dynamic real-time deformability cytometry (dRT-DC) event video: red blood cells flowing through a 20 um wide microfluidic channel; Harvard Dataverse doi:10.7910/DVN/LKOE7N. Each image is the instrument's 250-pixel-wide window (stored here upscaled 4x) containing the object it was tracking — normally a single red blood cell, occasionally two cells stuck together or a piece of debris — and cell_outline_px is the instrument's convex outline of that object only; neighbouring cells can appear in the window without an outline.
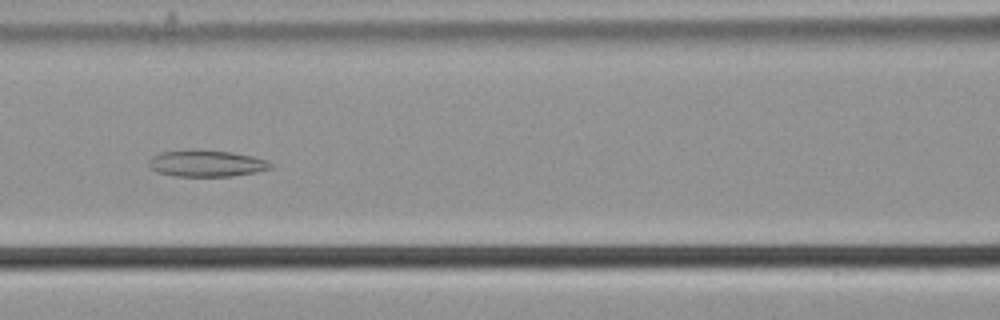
{"species": "common noctule bat (a hibernating species)", "species_latin": "Nyctalus noctula", "temperature_condition": "cold", "stored_images_in_passage": 44, "camera_frame_rate_fps": 3000, "um_per_image_px": 0.085, "animal": {"sex": "male", "body_mass_g": 21.5, "forearm_length_mm": 52.0}, "frame": {"image": 1, "passage_image": 12, "time_ms": 3.667, "image_size_px": [1000, 320], "cell_outline_px": [[276, 164], [272, 168], [256, 172], [232, 176], [172, 176], [156, 172], [148, 168], [148, 160], [152, 156], [160, 152], [192, 148], [232, 152], [252, 156], [268, 160]], "centroid_in_image_um": [17.52, 13.87], "position_along_channel_um": 149.1, "area_um2": 19.48}}
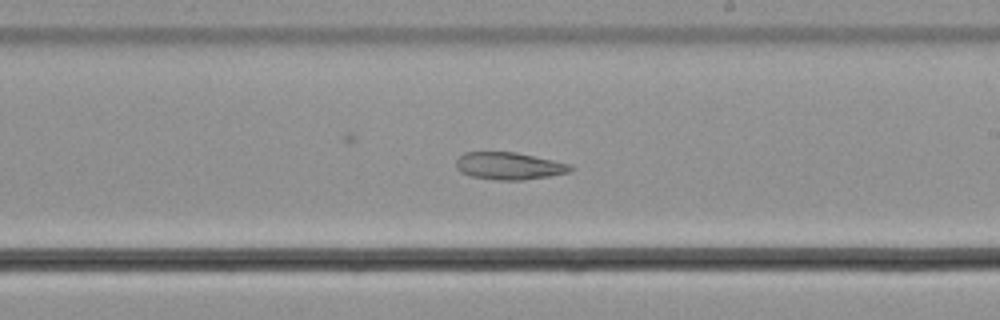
{"frame": {"image": 2, "passage_image": 20, "time_ms": 6.333, "image_size_px": [1000, 320], "cell_outline_px": [[576, 168], [572, 172], [524, 180], [496, 180], [472, 176], [460, 172], [456, 168], [456, 160], [464, 152], [516, 152], [572, 164]], "centroid_in_image_um": [43.32, 14.1], "position_along_channel_um": 245.7, "area_um2": 18.38}}
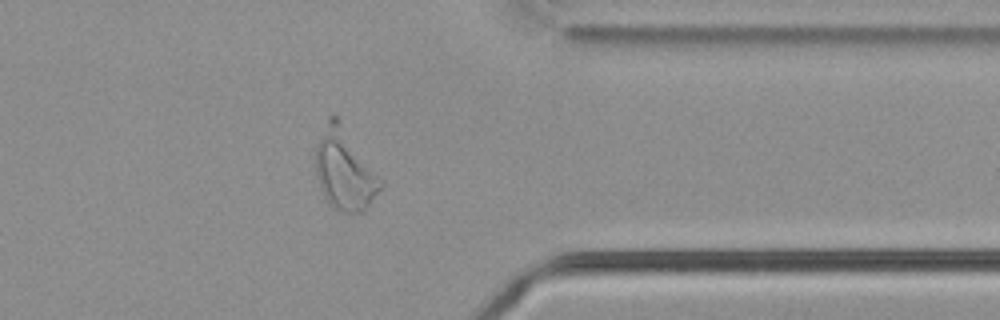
{"frame": {"image": 3, "passage_image": 32, "time_ms": 10.333, "image_size_px": [1000, 320], "cell_outline_px": [[384, 184], [364, 212], [340, 212], [328, 204], [320, 188], [316, 176], [316, 144], [328, 116], [336, 112], [384, 180]], "centroid_in_image_um": [29.32, 14.37], "position_along_channel_um": 382.1, "area_um2": 31.5}}